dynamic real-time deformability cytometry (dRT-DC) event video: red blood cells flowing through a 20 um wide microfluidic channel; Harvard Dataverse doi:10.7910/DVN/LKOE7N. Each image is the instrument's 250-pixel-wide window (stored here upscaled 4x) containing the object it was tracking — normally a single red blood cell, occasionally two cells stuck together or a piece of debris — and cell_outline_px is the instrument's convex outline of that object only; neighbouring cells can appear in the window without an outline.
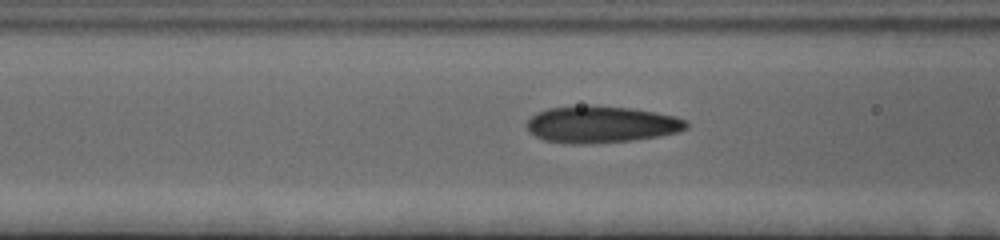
{"species": "human", "species_latin": "Homo sapiens", "temperature_condition": "cold", "stored_images_in_passage": 36, "camera_frame_rate_fps": 3000, "um_per_image_px": 0.085, "donor": {"sex": "female"}, "frame": {"image": 1, "passage_image": 13, "time_ms": 4.0, "image_size_px": [1000, 240], "cell_outline_px": [[688, 128], [680, 132], [660, 136], [632, 140], [584, 144], [572, 144], [544, 140], [528, 132], [524, 124], [536, 112], [548, 108], [632, 108], [656, 112], [676, 116], [688, 120]], "centroid_in_image_um": [51.14, 10.61], "position_along_channel_um": 115.5, "area_um2": 33.58}}
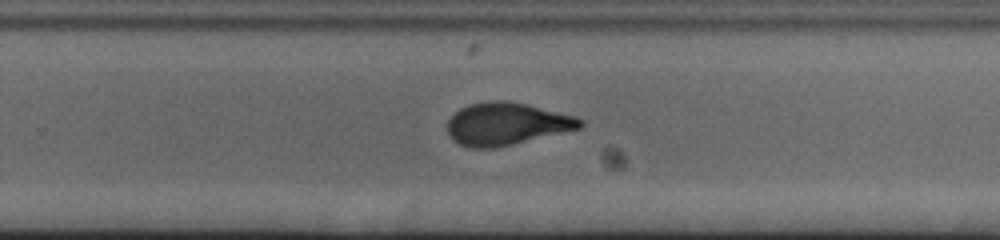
{"frame": {"image": 2, "passage_image": 27, "time_ms": 8.667, "image_size_px": [1000, 240], "cell_outline_px": [[584, 124], [580, 128], [512, 144], [492, 148], [472, 148], [460, 144], [452, 140], [448, 132], [448, 120], [460, 108], [468, 104], [492, 100], [504, 100], [524, 104], [576, 116], [584, 120]], "centroid_in_image_um": [43.04, 10.52], "position_along_channel_um": 286.8, "area_um2": 32.48}}
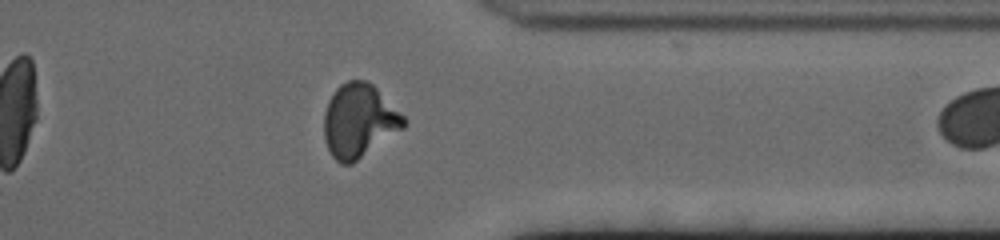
{"frame": {"image": 3, "passage_image": 35, "time_ms": 11.333, "image_size_px": [1000, 240], "cell_outline_px": [[408, 120], [404, 128], [352, 164], [340, 164], [332, 156], [324, 140], [324, 112], [328, 100], [336, 88], [340, 84], [348, 80], [368, 80]], "centroid_in_image_um": [30.51, 10.27], "position_along_channel_um": 380.9, "area_um2": 34.28}}